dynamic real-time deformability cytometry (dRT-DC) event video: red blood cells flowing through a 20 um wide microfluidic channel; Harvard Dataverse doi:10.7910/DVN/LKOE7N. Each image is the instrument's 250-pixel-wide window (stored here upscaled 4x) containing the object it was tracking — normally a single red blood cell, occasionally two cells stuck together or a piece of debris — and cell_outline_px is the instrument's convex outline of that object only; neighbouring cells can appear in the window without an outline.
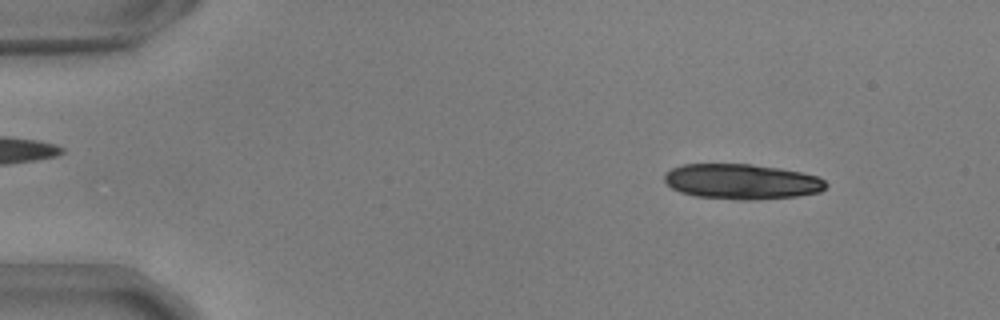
{"species": "common noctule bat (a hibernating species)", "species_latin": "Nyctalus noctula", "temperature_condition": "warm", "stored_images_in_passage": 54, "camera_frame_rate_fps": 3000, "um_per_image_px": 0.085, "animal": {"sex": "male", "body_mass_g": 17.9, "forearm_length_mm": 54.2}, "frame": {"image": 1, "passage_image": 6, "time_ms": 1.667, "image_size_px": [1000, 320], "cell_outline_px": [[828, 184], [820, 192], [796, 196], [752, 200], [740, 200], [696, 196], [680, 192], [672, 188], [664, 180], [664, 172], [680, 164], [752, 164], [780, 168], [820, 176]], "centroid_in_image_um": [63.04, 15.43], "position_along_channel_um": 22.0, "area_um2": 33.35}}
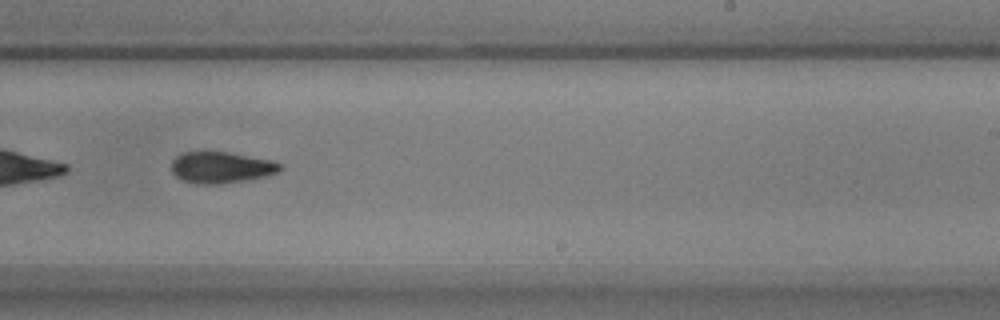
{"frame": {"image": 2, "passage_image": 34, "time_ms": 11.0, "image_size_px": [1000, 320], "cell_outline_px": [[284, 168], [280, 172], [264, 176], [244, 180], [220, 184], [196, 184], [180, 180], [172, 172], [172, 160], [176, 156], [184, 152], [228, 152], [276, 160]], "centroid_in_image_um": [18.82, 14.23], "position_along_channel_um": 270.2, "area_um2": 20.06}}
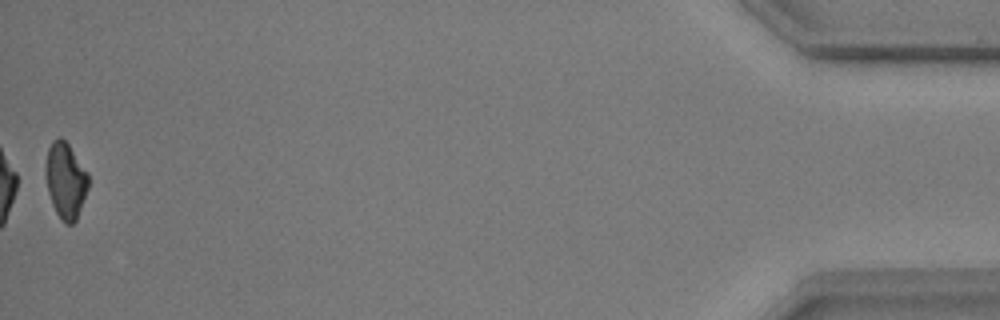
{"frame": {"image": 3, "passage_image": 54, "time_ms": 17.667, "image_size_px": [1000, 320], "cell_outline_px": [[88, 188], [76, 220], [72, 224], [64, 224], [60, 220], [52, 204], [48, 192], [44, 172], [44, 168], [48, 148], [52, 140], [60, 136], [68, 144], [88, 172]], "centroid_in_image_um": [5.55, 15.34], "position_along_channel_um": 429.6, "area_um2": 19.07}, "authors_computed_cell_mechanics": {"area_um2": 21.0681, "velocity_mm_per_s": 3.7059, "shape_relaxation_time_tau1_ms": 3.4102, "shape_relaxation_time_tau2_ms": 4.6966, "deformation_change_tau1": 0.1141, "deformation_change_tau2": 0.1008}}